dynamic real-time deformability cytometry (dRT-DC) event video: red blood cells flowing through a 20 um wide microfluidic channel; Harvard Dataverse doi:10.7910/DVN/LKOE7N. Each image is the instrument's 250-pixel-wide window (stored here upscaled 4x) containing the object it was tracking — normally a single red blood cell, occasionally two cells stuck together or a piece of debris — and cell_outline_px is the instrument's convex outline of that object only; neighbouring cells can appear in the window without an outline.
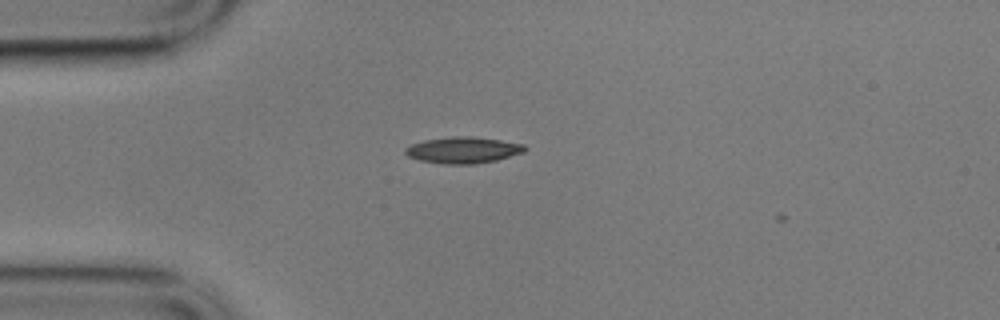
{"species": "common noctule bat (a hibernating species)", "species_latin": "Nyctalus noctula", "temperature_condition": "cold", "stored_images_in_passage": 3, "camera_frame_rate_fps": 3000, "um_per_image_px": 0.085, "animal": {"sex": "male", "body_mass_g": 17.9}, "frame": {"image": 1, "passage_image": 2, "time_ms": 0.333, "image_size_px": [1000, 320], "cell_outline_px": [[528, 148], [524, 152], [496, 160], [476, 164], [440, 164], [420, 160], [408, 156], [404, 152], [404, 148], [412, 144], [424, 140], [452, 136], [472, 136], [500, 140], [524, 144]], "centroid_in_image_um": [39.36, 12.75], "position_along_channel_um": 45.6, "area_um2": 18.44}}